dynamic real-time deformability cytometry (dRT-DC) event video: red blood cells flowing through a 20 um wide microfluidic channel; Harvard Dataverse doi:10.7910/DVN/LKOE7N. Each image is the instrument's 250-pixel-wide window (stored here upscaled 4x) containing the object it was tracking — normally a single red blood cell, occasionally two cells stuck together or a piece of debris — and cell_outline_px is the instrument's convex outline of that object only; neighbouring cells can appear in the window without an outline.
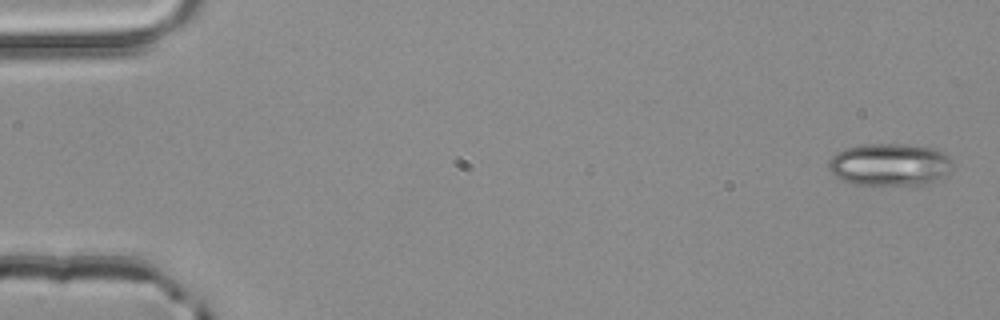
{"species": "common noctule bat (a hibernating species)", "species_latin": "Nyctalus noctula", "temperature_condition": "room temperature", "stored_images_in_passage": 3, "segment_of_instrument_passage": [2, 2], "camera_frame_rate_fps": 3000, "um_per_image_px": 0.085, "animal": {"sex": "male", "body_mass_g": 20.4}, "frame": {"image": 1, "passage_image": 3, "time_ms": 0.667, "image_size_px": [1000, 320], "cell_outline_px": [[952, 168], [948, 172], [936, 180], [920, 184], [856, 184], [844, 180], [836, 176], [828, 168], [828, 160], [836, 152], [844, 148], [864, 144], [908, 144], [932, 148], [948, 156], [952, 160]], "centroid_in_image_um": [75.6, 13.96], "position_along_channel_um": 9.4, "area_um2": 30.29}}